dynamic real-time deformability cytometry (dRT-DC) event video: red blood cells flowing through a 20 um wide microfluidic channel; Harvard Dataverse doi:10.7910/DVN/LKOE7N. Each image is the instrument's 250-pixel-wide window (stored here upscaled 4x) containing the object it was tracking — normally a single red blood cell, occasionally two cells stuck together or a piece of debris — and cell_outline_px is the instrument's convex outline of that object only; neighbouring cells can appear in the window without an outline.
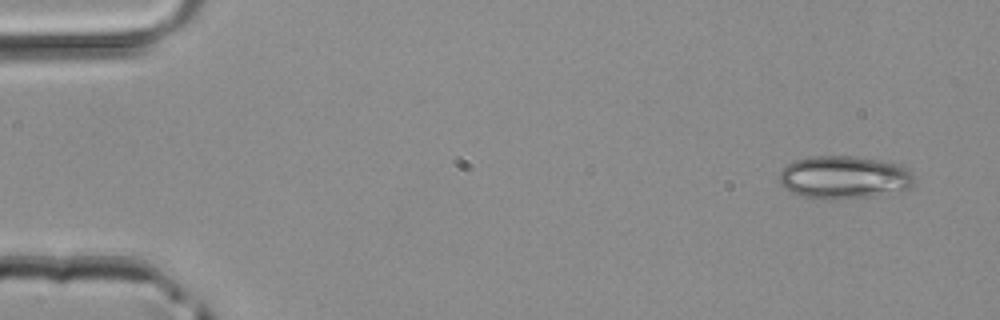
{"species": "common noctule bat (a hibernating species)", "species_latin": "Nyctalus noctula", "temperature_condition": "room temperature", "stored_images_in_passage": 4, "camera_frame_rate_fps": 3000, "um_per_image_px": 0.085, "animal": {"sex": "male", "body_mass_g": 20.4}, "frame": {"image": 1, "passage_image": 1, "time_ms": 0.0, "image_size_px": [1000, 320], "cell_outline_px": [[912, 184], [908, 188], [876, 196], [804, 196], [792, 192], [780, 184], [780, 172], [788, 164], [796, 160], [812, 156], [856, 156], [880, 160], [900, 164], [908, 168], [912, 176]], "centroid_in_image_um": [71.77, 15.01], "position_along_channel_um": 13.2, "area_um2": 32.54}}